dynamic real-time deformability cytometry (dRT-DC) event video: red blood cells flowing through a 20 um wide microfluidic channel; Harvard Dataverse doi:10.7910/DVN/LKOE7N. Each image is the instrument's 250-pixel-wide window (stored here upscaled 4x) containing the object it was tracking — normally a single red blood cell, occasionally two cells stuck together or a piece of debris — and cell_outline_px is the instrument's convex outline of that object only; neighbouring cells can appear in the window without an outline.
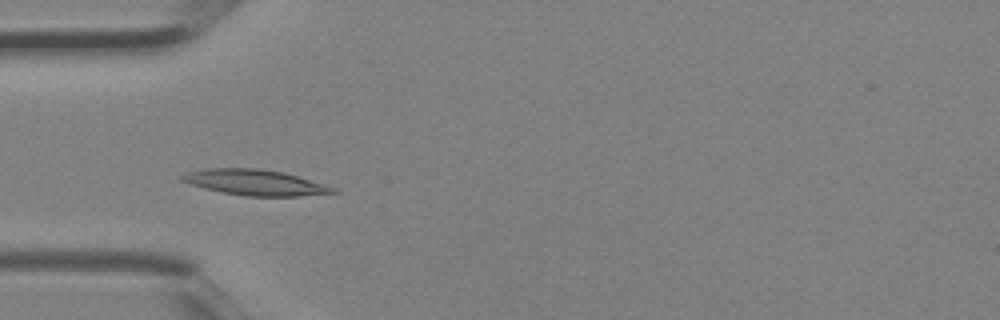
{"species": "Egyptian fruit bat (a non-hibernating species)", "species_latin": "Rousettus aegyptiacus", "temperature_condition": "room temperature", "stored_images_in_passage": 3, "camera_frame_rate_fps": 3000, "um_per_image_px": 0.085, "animal": {"sex": "female"}, "frame": {"image": 1, "passage_image": 3, "time_ms": 0.667, "image_size_px": [1000, 320], "cell_outline_px": [[340, 192], [296, 196], [248, 196], [224, 192], [204, 188], [180, 180], [180, 176], [188, 172], [204, 168], [260, 168], [284, 172], [332, 188]], "centroid_in_image_um": [21.6, 15.49], "position_along_channel_um": 63.4, "area_um2": 22.08}}